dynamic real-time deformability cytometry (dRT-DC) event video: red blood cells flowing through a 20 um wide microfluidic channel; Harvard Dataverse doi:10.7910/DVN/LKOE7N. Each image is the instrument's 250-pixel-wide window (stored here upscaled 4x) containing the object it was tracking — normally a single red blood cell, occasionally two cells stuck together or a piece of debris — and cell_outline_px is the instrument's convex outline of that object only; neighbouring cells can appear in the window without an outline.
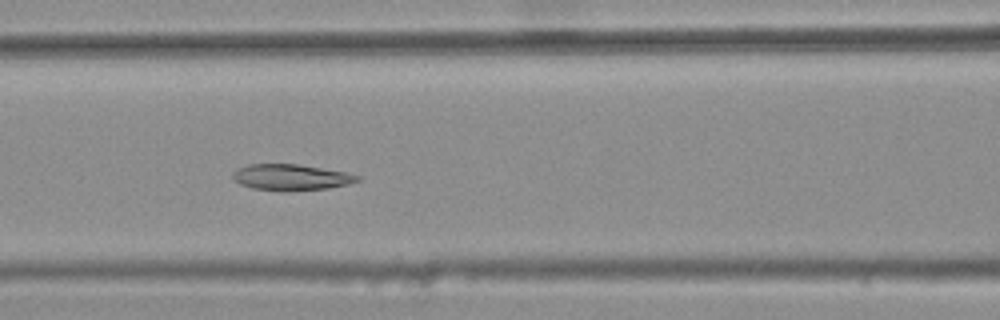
{"species": "common noctule bat (a hibernating species)", "species_latin": "Nyctalus noctula", "temperature_condition": "warm", "stored_images_in_passage": 29, "camera_frame_rate_fps": 3000, "um_per_image_px": 0.085, "animal": {"sex": "female", "body_mass_g": 25.1}, "frame": {"image": 1, "passage_image": 7, "time_ms": 2.0, "image_size_px": [1000, 320], "cell_outline_px": [[360, 180], [348, 184], [328, 188], [288, 192], [280, 192], [252, 188], [240, 184], [232, 176], [232, 172], [248, 164], [296, 164], [344, 172], [360, 176]], "centroid_in_image_um": [24.72, 15.09], "position_along_channel_um": 141.9, "area_um2": 18.96}}
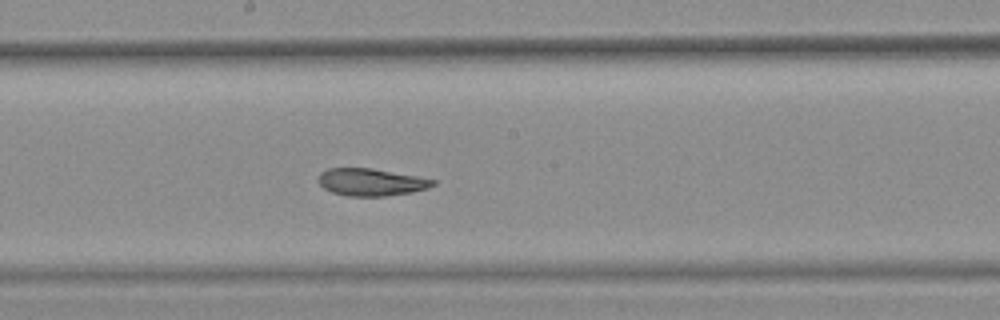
{"frame": {"image": 2, "passage_image": 13, "time_ms": 4.0, "image_size_px": [1000, 320], "cell_outline_px": [[436, 184], [428, 188], [412, 192], [384, 196], [348, 196], [332, 192], [324, 188], [316, 180], [320, 172], [328, 168], [372, 168], [416, 176], [436, 180]], "centroid_in_image_um": [31.52, 15.48], "position_along_channel_um": 216.7, "area_um2": 18.26}}
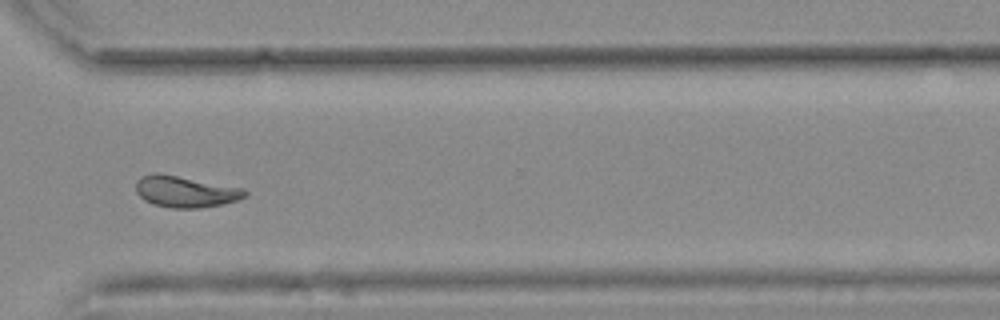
{"frame": {"image": 3, "passage_image": 24, "time_ms": 7.667, "image_size_px": [1000, 320], "cell_outline_px": [[248, 192], [244, 196], [236, 200], [224, 204], [200, 208], [172, 208], [156, 204], [144, 200], [136, 192], [136, 180], [140, 176], [152, 172], [160, 172], [244, 188]], "centroid_in_image_um": [15.73, 16.26], "position_along_channel_um": 354.9, "area_um2": 20.11}, "authors_computed_cell_mechanics": {"area_um2": 18.9006, "velocity_mm_per_s": 3.7518, "shape_relaxation_time_tau1_ms": null, "shape_relaxation_time_tau2_ms": 2.8739, "deformation_change_tau1": null, "deformation_change_tau2": 0.0768}}